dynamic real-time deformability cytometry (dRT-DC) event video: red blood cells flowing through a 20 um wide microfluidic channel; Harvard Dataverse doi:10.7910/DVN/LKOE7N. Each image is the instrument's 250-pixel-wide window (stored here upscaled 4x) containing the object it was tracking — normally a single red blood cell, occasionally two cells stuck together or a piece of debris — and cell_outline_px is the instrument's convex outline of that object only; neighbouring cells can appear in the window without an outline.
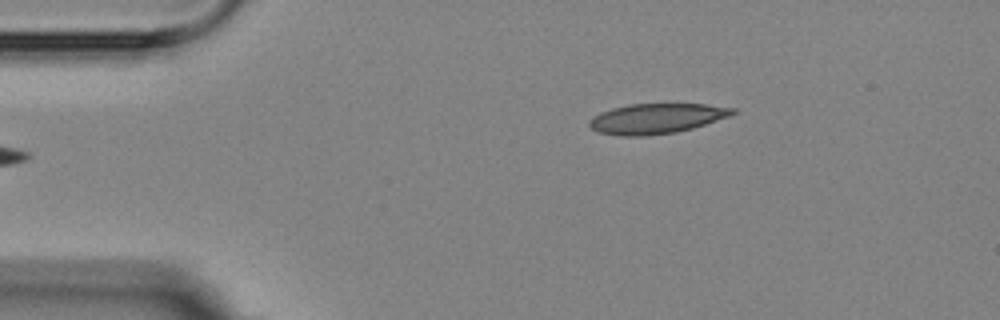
{"species": "Egyptian fruit bat (a non-hibernating species)", "species_latin": "Rousettus aegyptiacus", "temperature_condition": "room temperature", "stored_images_in_passage": 3, "camera_frame_rate_fps": 3000, "um_per_image_px": 0.085, "animal": {"sex": "female"}, "frame": {"image": 1, "passage_image": 1, "time_ms": 0.0, "image_size_px": [1000, 320], "cell_outline_px": [[736, 112], [728, 116], [692, 128], [676, 132], [648, 136], [620, 136], [600, 132], [592, 128], [588, 124], [588, 120], [592, 116], [600, 112], [612, 108], [628, 104], [708, 104], [736, 108]], "centroid_in_image_um": [55.76, 10.07], "position_along_channel_um": 29.2, "area_um2": 25.14}}